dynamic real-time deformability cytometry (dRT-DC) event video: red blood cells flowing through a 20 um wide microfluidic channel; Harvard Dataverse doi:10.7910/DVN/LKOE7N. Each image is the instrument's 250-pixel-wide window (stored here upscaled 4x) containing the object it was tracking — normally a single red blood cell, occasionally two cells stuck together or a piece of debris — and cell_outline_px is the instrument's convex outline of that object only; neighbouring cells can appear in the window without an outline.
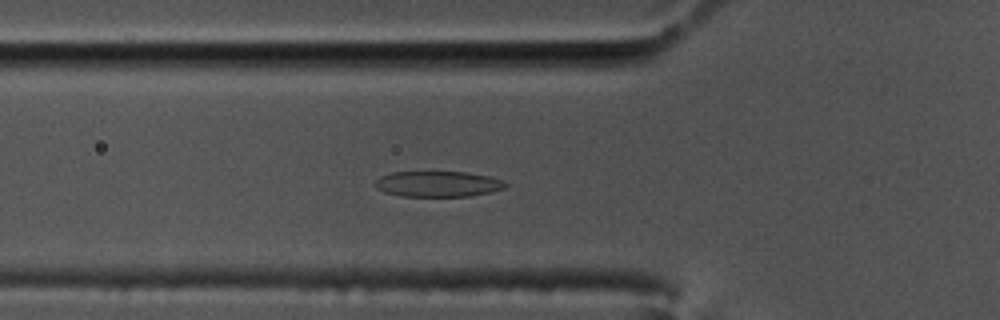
{"species": "common noctule bat (a hibernating species)", "species_latin": "Nyctalus noctula", "temperature_condition": "cold", "stored_images_in_passage": 57, "camera_frame_rate_fps": 3000, "um_per_image_px": 0.085, "animal": {"sex": "male", "body_mass_g": 17.5, "forearm_length_mm": 52.3}, "frame": {"image": 1, "passage_image": 19, "time_ms": 6.0, "image_size_px": [1000, 320], "cell_outline_px": [[508, 184], [504, 188], [488, 192], [468, 196], [400, 196], [384, 192], [376, 188], [372, 184], [380, 176], [392, 172], [464, 172], [488, 176], [504, 180]], "centroid_in_image_um": [37.18, 15.63], "position_along_channel_um": 88.6, "area_um2": 19.48}}
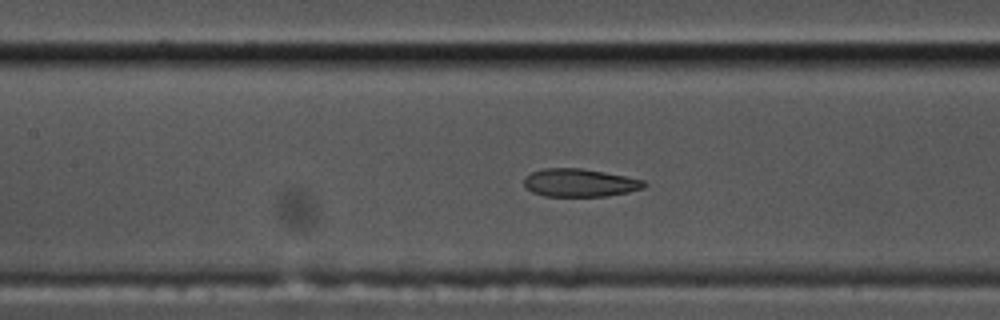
{"frame": {"image": 2, "passage_image": 25, "time_ms": 8.0, "image_size_px": [1000, 320], "cell_outline_px": [[648, 184], [644, 188], [628, 192], [604, 196], [544, 196], [532, 192], [524, 184], [524, 176], [532, 172], [544, 168], [580, 168], [604, 172], [644, 180]], "centroid_in_image_um": [49.27, 15.53], "position_along_channel_um": 158.1, "area_um2": 19.54}}
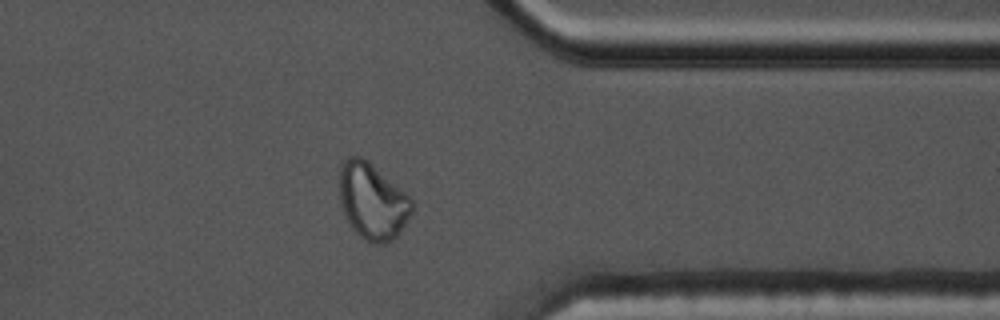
{"frame": {"image": 3, "passage_image": 45, "time_ms": 14.667, "image_size_px": [1000, 320], "cell_outline_px": [[412, 212], [400, 232], [392, 240], [380, 244], [376, 244], [364, 240], [348, 224], [344, 216], [340, 200], [340, 168], [344, 160], [348, 156], [360, 156], [368, 160], [404, 192], [412, 200]], "centroid_in_image_um": [31.63, 17.11], "position_along_channel_um": 379.8, "area_um2": 32.02}, "authors_computed_cell_mechanics": {"area_um2": 21.0392, "velocity_mm_per_s": 3.4539, "shape_relaxation_time_tau1_ms": null, "shape_relaxation_time_tau2_ms": 1.2757, "deformation_change_tau1": null, "deformation_change_tau2": 0.0702}}